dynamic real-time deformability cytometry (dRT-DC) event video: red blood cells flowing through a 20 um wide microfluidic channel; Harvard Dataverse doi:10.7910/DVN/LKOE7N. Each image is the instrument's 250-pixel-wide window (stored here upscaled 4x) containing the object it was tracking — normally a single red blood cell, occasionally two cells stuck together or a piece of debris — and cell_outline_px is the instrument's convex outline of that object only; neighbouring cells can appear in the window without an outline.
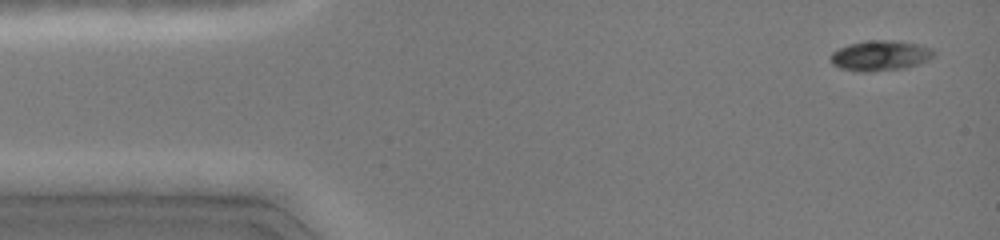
{"species": "common noctule bat (a hibernating species)", "species_latin": "Nyctalus noctula", "temperature_condition": "cold", "stored_images_in_passage": 26, "camera_frame_rate_fps": 3000, "um_per_image_px": 0.085, "animal": {"sex": "female", "body_mass_g": 19.0, "forearm_length_mm": 51.5}, "frame": {"image": 1, "passage_image": 1, "time_ms": 0.0, "image_size_px": [1000, 240], "cell_outline_px": [[936, 56], [920, 64], [904, 68], [868, 72], [860, 72], [840, 68], [832, 64], [832, 52], [848, 44], [872, 40], [892, 40], [920, 44], [932, 48], [936, 52]], "centroid_in_image_um": [74.89, 4.73], "position_along_channel_um": 10.1, "area_um2": 18.32}}
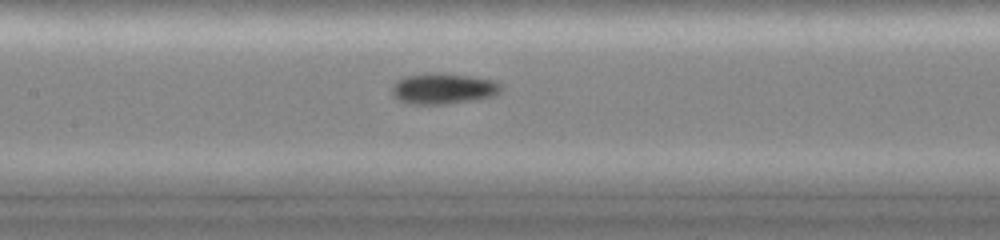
{"frame": {"image": 2, "passage_image": 12, "time_ms": 6.333, "image_size_px": [1000, 240], "cell_outline_px": [[504, 88], [496, 96], [448, 104], [408, 104], [400, 100], [392, 92], [392, 84], [408, 76], [468, 76], [496, 80]], "centroid_in_image_um": [37.77, 7.59], "position_along_channel_um": 169.6, "area_um2": 18.67}}
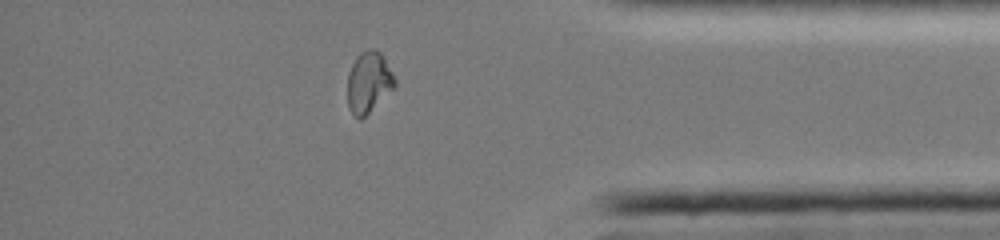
{"frame": {"image": 3, "passage_image": 22, "time_ms": 12.333, "image_size_px": [1000, 240], "cell_outline_px": [[396, 84], [360, 120], [348, 108], [348, 72], [356, 56], [360, 52], [368, 48], [372, 48], [380, 52], [392, 72], [396, 80]], "centroid_in_image_um": [31.31, 6.94], "position_along_channel_um": 403.9, "area_um2": 16.42}, "authors_computed_cell_mechanics": {"area_um2": 17.6579, "velocity_mm_per_s": 4.104, "shape_relaxation_time_tau1_ms": null, "shape_relaxation_time_tau2_ms": 2.5417, "deformation_change_tau1": null, "deformation_change_tau2": 0.052}}